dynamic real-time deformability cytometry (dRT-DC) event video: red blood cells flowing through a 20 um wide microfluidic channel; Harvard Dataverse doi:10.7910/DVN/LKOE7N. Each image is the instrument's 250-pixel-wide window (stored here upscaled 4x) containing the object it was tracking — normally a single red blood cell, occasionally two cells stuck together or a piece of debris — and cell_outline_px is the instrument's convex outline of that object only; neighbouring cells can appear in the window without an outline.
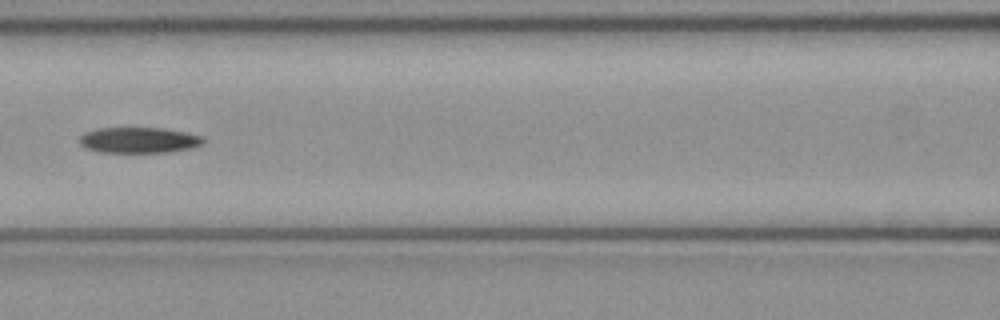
{"species": "common noctule bat (a hibernating species)", "species_latin": "Nyctalus noctula", "temperature_condition": "cold", "stored_images_in_passage": 6, "camera_frame_rate_fps": 3000, "um_per_image_px": 0.085, "animal": {"sex": "female", "body_mass_g": 21.9}, "frame": {"image": 1, "passage_image": 6, "time_ms": 1.667, "image_size_px": [1000, 320], "cell_outline_px": [[204, 144], [192, 148], [172, 152], [96, 152], [84, 148], [80, 144], [80, 136], [84, 132], [96, 128], [164, 128], [204, 136]], "centroid_in_image_um": [11.81, 11.91], "position_along_channel_um": 154.8, "area_um2": 18.84}}